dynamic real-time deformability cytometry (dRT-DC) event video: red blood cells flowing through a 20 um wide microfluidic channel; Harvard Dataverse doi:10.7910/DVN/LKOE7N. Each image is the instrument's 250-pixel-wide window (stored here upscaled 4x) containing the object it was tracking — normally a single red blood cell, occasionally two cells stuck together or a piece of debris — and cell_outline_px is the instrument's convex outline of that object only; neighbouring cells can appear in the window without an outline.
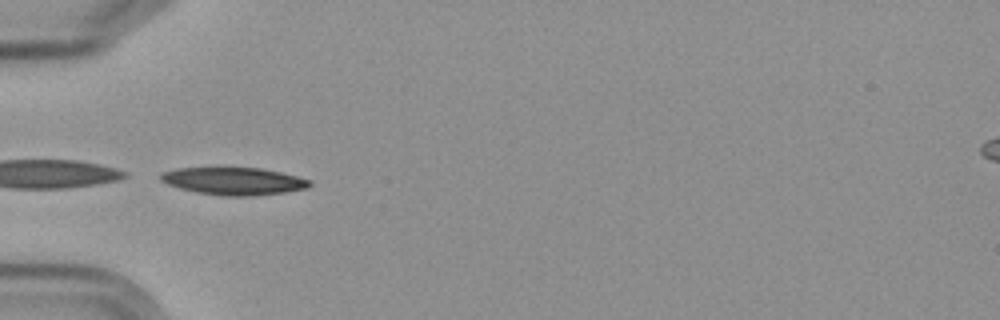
{"species": "Egyptian fruit bat (a non-hibernating species)", "species_latin": "Rousettus aegyptiacus", "temperature_condition": "cold", "stored_images_in_passage": 7, "camera_frame_rate_fps": 3000, "um_per_image_px": 0.085, "frame": {"image": 1, "passage_image": 6, "time_ms": 6.0, "image_size_px": [1000, 320], "cell_outline_px": [[312, 184], [308, 188], [284, 192], [252, 196], [224, 196], [196, 192], [180, 188], [168, 184], [160, 180], [160, 172], [176, 168], [216, 164], [220, 164], [260, 168], [280, 172], [312, 180]], "centroid_in_image_um": [19.8, 15.33], "position_along_channel_um": 65.2, "area_um2": 25.09}}